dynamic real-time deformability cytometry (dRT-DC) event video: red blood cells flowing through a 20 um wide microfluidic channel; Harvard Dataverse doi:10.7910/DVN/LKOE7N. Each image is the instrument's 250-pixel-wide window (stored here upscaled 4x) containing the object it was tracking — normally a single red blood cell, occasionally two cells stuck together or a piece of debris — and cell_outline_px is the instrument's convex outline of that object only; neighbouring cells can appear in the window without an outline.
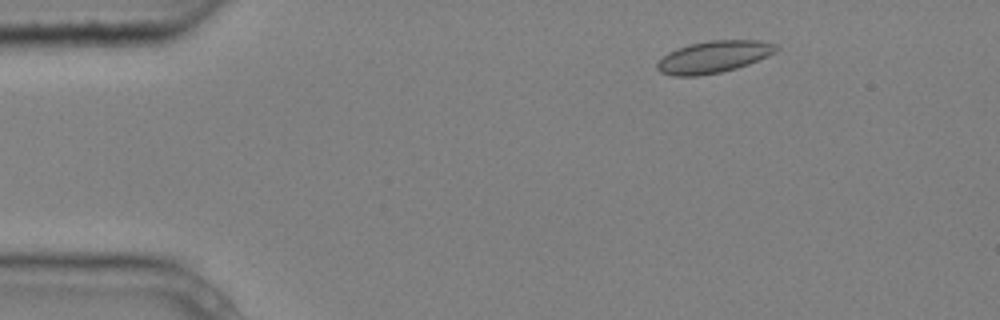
{"species": "common noctule bat (a hibernating species)", "species_latin": "Nyctalus noctula", "temperature_condition": "cold", "stored_images_in_passage": 5, "camera_frame_rate_fps": 3000, "um_per_image_px": 0.085, "animal": {"sex": "male", "body_mass_g": 20.4}, "frame": {"image": 1, "passage_image": 2, "time_ms": 0.333, "image_size_px": [1000, 320], "cell_outline_px": [[780, 48], [776, 52], [768, 56], [748, 64], [736, 68], [720, 72], [696, 76], [672, 76], [660, 72], [656, 68], [656, 64], [668, 52], [676, 48], [688, 44], [708, 40], [760, 40], [776, 44]], "centroid_in_image_um": [60.66, 4.82], "position_along_channel_um": 24.3, "area_um2": 22.31}}